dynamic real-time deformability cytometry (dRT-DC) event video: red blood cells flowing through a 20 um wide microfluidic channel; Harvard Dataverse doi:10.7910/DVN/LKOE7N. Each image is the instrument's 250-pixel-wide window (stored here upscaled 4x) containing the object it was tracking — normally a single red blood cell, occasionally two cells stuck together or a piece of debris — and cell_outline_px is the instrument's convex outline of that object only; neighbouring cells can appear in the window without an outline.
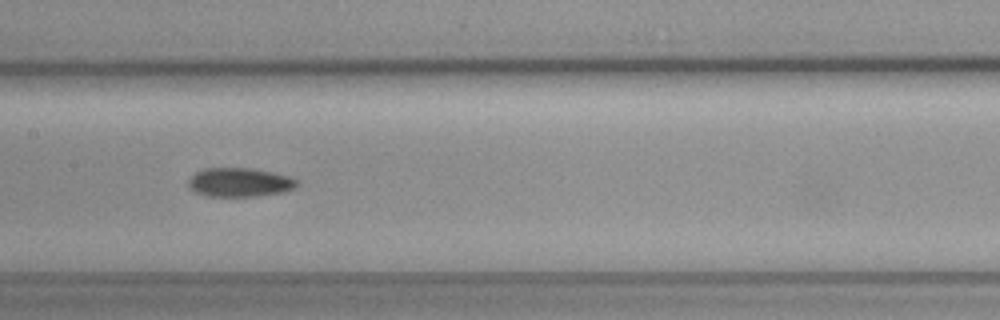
{"species": "common noctule bat (a hibernating species)", "species_latin": "Nyctalus noctula", "temperature_condition": "cold", "stored_images_in_passage": 28, "camera_frame_rate_fps": 3000, "um_per_image_px": 0.085, "animal": {"sex": "female", "body_mass_g": 19.3, "forearm_length_mm": 54.1}, "frame": {"image": 1, "passage_image": 12, "time_ms": 3.667, "image_size_px": [1000, 320], "cell_outline_px": [[300, 184], [296, 188], [284, 192], [256, 196], [208, 196], [192, 192], [188, 188], [188, 180], [196, 172], [204, 168], [252, 168], [272, 172], [288, 176], [296, 180]], "centroid_in_image_um": [20.35, 15.5], "position_along_channel_um": 187.0, "area_um2": 18.5}}